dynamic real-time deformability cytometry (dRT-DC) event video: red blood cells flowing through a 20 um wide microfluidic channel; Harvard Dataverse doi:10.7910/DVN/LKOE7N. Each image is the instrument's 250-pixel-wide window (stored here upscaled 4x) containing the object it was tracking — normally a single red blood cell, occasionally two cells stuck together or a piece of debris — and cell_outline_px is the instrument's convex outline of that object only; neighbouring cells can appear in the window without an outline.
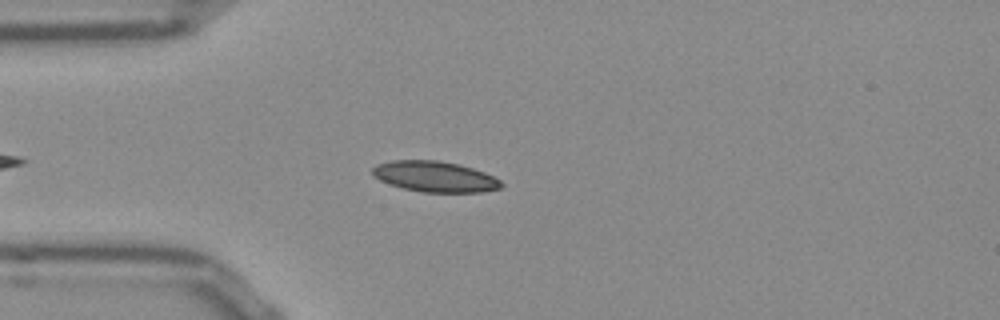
{"species": "Egyptian fruit bat (a non-hibernating species)", "species_latin": "Rousettus aegyptiacus", "temperature_condition": "room temperature", "stored_images_in_passage": 37, "camera_frame_rate_fps": 3000, "um_per_image_px": 0.085, "frame": {"image": 1, "passage_image": 8, "time_ms": 2.333, "image_size_px": [1000, 320], "cell_outline_px": [[504, 184], [500, 188], [480, 192], [424, 192], [404, 188], [380, 180], [372, 176], [372, 168], [376, 164], [392, 160], [436, 160], [460, 164], [484, 172], [500, 180]], "centroid_in_image_um": [36.95, 15.0], "position_along_channel_um": 48.0, "area_um2": 22.95}}
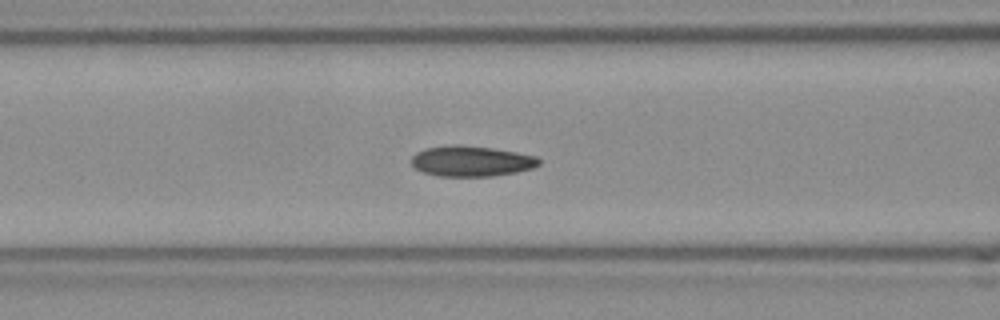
{"frame": {"image": 2, "passage_image": 15, "time_ms": 4.667, "image_size_px": [1000, 320], "cell_outline_px": [[540, 164], [532, 168], [516, 172], [492, 176], [440, 176], [424, 172], [416, 168], [412, 164], [412, 156], [416, 152], [424, 148], [452, 144], [460, 144], [492, 148], [516, 152], [536, 156], [540, 160]], "centroid_in_image_um": [40.06, 13.68], "position_along_channel_um": 126.5, "area_um2": 22.72}}
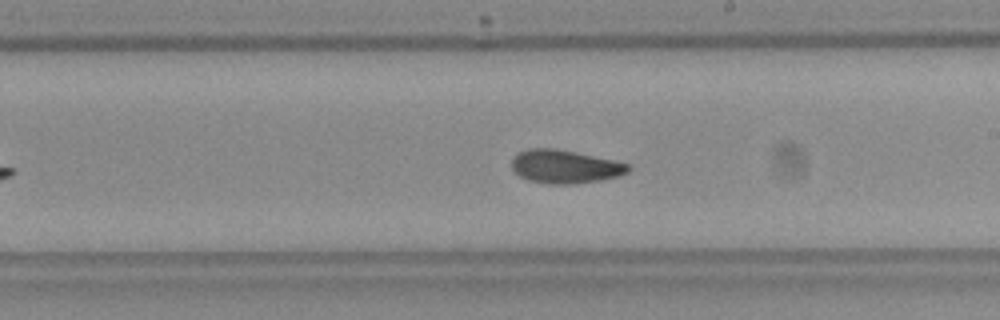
{"frame": {"image": 3, "passage_image": 24, "time_ms": 7.667, "image_size_px": [1000, 320], "cell_outline_px": [[632, 168], [628, 172], [620, 176], [600, 180], [568, 184], [552, 184], [528, 180], [520, 176], [512, 168], [512, 156], [528, 148], [556, 148], [576, 152], [612, 160], [628, 164]], "centroid_in_image_um": [48.01, 14.15], "position_along_channel_um": 241.0, "area_um2": 22.54}, "authors_computed_cell_mechanics": {"area_um2": 22.253, "velocity_mm_per_s": 3.8126, "shape_relaxation_time_tau1_ms": null, "shape_relaxation_time_tau2_ms": 2.4983, "deformation_change_tau1": null, "deformation_change_tau2": 0.0728}}